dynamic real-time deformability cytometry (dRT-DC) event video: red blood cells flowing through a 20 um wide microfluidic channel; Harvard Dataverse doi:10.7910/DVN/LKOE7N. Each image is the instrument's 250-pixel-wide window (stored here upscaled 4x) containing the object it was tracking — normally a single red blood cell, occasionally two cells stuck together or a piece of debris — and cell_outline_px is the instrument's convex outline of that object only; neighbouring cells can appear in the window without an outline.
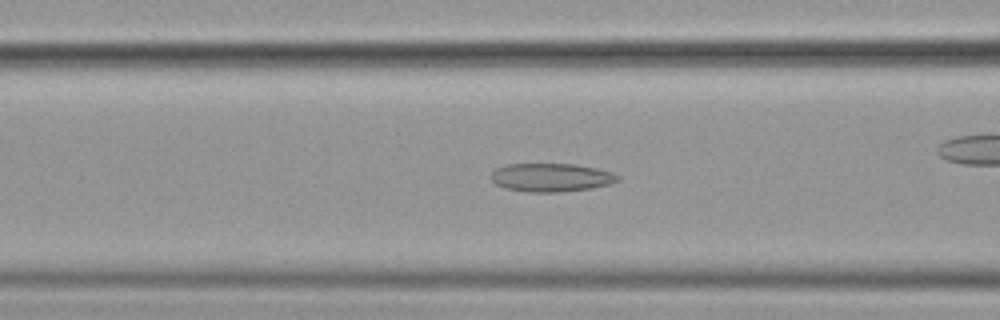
{"species": "common noctule bat (a hibernating species)", "species_latin": "Nyctalus noctula", "temperature_condition": "cold", "stored_images_in_passage": 55, "camera_frame_rate_fps": 3000, "um_per_image_px": 0.085, "animal": {"sex": "female", "body_mass_g": 19.9}, "frame": {"image": 1, "passage_image": 21, "time_ms": 6.667, "image_size_px": [1000, 320], "cell_outline_px": [[620, 180], [608, 184], [588, 188], [556, 192], [528, 192], [504, 188], [496, 184], [492, 180], [492, 172], [496, 168], [508, 164], [572, 164], [596, 168], [612, 172], [620, 176]], "centroid_in_image_um": [46.83, 15.08], "position_along_channel_um": 119.8, "area_um2": 20.75}}
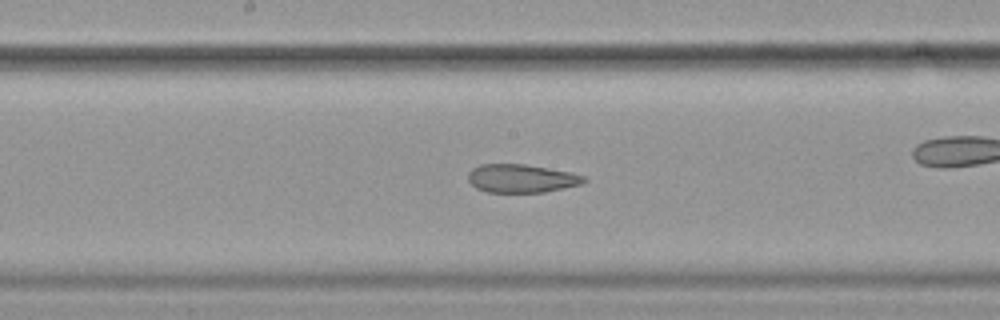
{"frame": {"image": 2, "passage_image": 28, "time_ms": 9.0, "image_size_px": [1000, 320], "cell_outline_px": [[588, 180], [580, 184], [544, 192], [488, 192], [476, 188], [468, 180], [468, 172], [472, 168], [480, 164], [524, 164], [572, 172], [584, 176]], "centroid_in_image_um": [44.3, 15.16], "position_along_channel_um": 203.9, "area_um2": 19.07}}
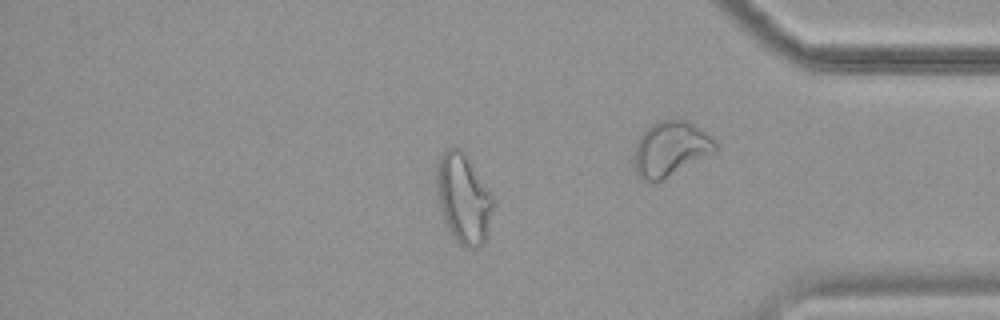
{"frame": {"image": 3, "passage_image": 46, "time_ms": 15.0, "image_size_px": [1000, 320], "cell_outline_px": [[492, 208], [484, 240], [476, 248], [468, 248], [460, 244], [452, 236], [444, 220], [440, 204], [436, 184], [436, 168], [440, 156], [448, 148], [460, 148], [492, 196]], "centroid_in_image_um": [39.34, 16.87], "position_along_channel_um": 395.9, "area_um2": 28.32}, "authors_computed_cell_mechanics": {"area_um2": 23.698, "velocity_mm_per_s": 3.608, "shape_relaxation_time_tau1_ms": null, "shape_relaxation_time_tau2_ms": 3.2221, "deformation_change_tau1": null, "deformation_change_tau2": 0.1037}}